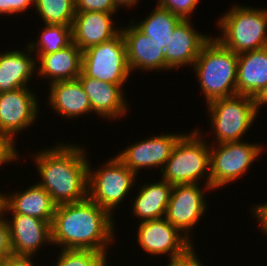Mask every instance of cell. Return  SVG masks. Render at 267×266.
<instances>
[{
  "label": "cell",
  "instance_id": "e0dca14e",
  "mask_svg": "<svg viewBox=\"0 0 267 266\" xmlns=\"http://www.w3.org/2000/svg\"><path fill=\"white\" fill-rule=\"evenodd\" d=\"M125 27L121 28V33L126 43L128 66L131 71L171 70L165 63V49L140 32L131 21L128 27Z\"/></svg>",
  "mask_w": 267,
  "mask_h": 266
},
{
  "label": "cell",
  "instance_id": "44dd1931",
  "mask_svg": "<svg viewBox=\"0 0 267 266\" xmlns=\"http://www.w3.org/2000/svg\"><path fill=\"white\" fill-rule=\"evenodd\" d=\"M26 48L0 52V93L28 87L29 80L34 78L37 60L30 47Z\"/></svg>",
  "mask_w": 267,
  "mask_h": 266
},
{
  "label": "cell",
  "instance_id": "8992f818",
  "mask_svg": "<svg viewBox=\"0 0 267 266\" xmlns=\"http://www.w3.org/2000/svg\"><path fill=\"white\" fill-rule=\"evenodd\" d=\"M214 139L212 144L242 141L254 125L257 111L252 96L235 95L207 103Z\"/></svg>",
  "mask_w": 267,
  "mask_h": 266
},
{
  "label": "cell",
  "instance_id": "3957f363",
  "mask_svg": "<svg viewBox=\"0 0 267 266\" xmlns=\"http://www.w3.org/2000/svg\"><path fill=\"white\" fill-rule=\"evenodd\" d=\"M238 54L223 46L214 36L202 46L192 66L206 104L237 95Z\"/></svg>",
  "mask_w": 267,
  "mask_h": 266
},
{
  "label": "cell",
  "instance_id": "484cf974",
  "mask_svg": "<svg viewBox=\"0 0 267 266\" xmlns=\"http://www.w3.org/2000/svg\"><path fill=\"white\" fill-rule=\"evenodd\" d=\"M44 29L37 41L27 44L36 55L57 52L72 43V27L68 25L43 24Z\"/></svg>",
  "mask_w": 267,
  "mask_h": 266
},
{
  "label": "cell",
  "instance_id": "8d00e7d4",
  "mask_svg": "<svg viewBox=\"0 0 267 266\" xmlns=\"http://www.w3.org/2000/svg\"><path fill=\"white\" fill-rule=\"evenodd\" d=\"M196 254L197 253L195 252L188 260L184 262L172 264L167 263V266H205Z\"/></svg>",
  "mask_w": 267,
  "mask_h": 266
},
{
  "label": "cell",
  "instance_id": "d6a6232c",
  "mask_svg": "<svg viewBox=\"0 0 267 266\" xmlns=\"http://www.w3.org/2000/svg\"><path fill=\"white\" fill-rule=\"evenodd\" d=\"M16 142H13L9 137L0 135V166L7 165L9 162H14L20 157Z\"/></svg>",
  "mask_w": 267,
  "mask_h": 266
},
{
  "label": "cell",
  "instance_id": "f546056e",
  "mask_svg": "<svg viewBox=\"0 0 267 266\" xmlns=\"http://www.w3.org/2000/svg\"><path fill=\"white\" fill-rule=\"evenodd\" d=\"M76 13L86 11L116 13L118 8L113 0H75Z\"/></svg>",
  "mask_w": 267,
  "mask_h": 266
},
{
  "label": "cell",
  "instance_id": "ffe728a7",
  "mask_svg": "<svg viewBox=\"0 0 267 266\" xmlns=\"http://www.w3.org/2000/svg\"><path fill=\"white\" fill-rule=\"evenodd\" d=\"M49 85L47 105L62 118L74 119L92 113L89 98L78 78L56 81Z\"/></svg>",
  "mask_w": 267,
  "mask_h": 266
},
{
  "label": "cell",
  "instance_id": "f1b7e54d",
  "mask_svg": "<svg viewBox=\"0 0 267 266\" xmlns=\"http://www.w3.org/2000/svg\"><path fill=\"white\" fill-rule=\"evenodd\" d=\"M200 0H157L159 7L169 10L182 20H190Z\"/></svg>",
  "mask_w": 267,
  "mask_h": 266
},
{
  "label": "cell",
  "instance_id": "603a6c76",
  "mask_svg": "<svg viewBox=\"0 0 267 266\" xmlns=\"http://www.w3.org/2000/svg\"><path fill=\"white\" fill-rule=\"evenodd\" d=\"M150 183L149 181L139 185L136 197L131 199L132 214L135 218L138 217L139 222L165 218L173 185L162 179Z\"/></svg>",
  "mask_w": 267,
  "mask_h": 266
},
{
  "label": "cell",
  "instance_id": "5b68a950",
  "mask_svg": "<svg viewBox=\"0 0 267 266\" xmlns=\"http://www.w3.org/2000/svg\"><path fill=\"white\" fill-rule=\"evenodd\" d=\"M218 18L215 38L236 54L267 47V9L234 5Z\"/></svg>",
  "mask_w": 267,
  "mask_h": 266
},
{
  "label": "cell",
  "instance_id": "d6986e66",
  "mask_svg": "<svg viewBox=\"0 0 267 266\" xmlns=\"http://www.w3.org/2000/svg\"><path fill=\"white\" fill-rule=\"evenodd\" d=\"M115 13L86 11L76 13L72 23V42L81 50L109 41L121 32L115 27ZM118 28V29H117Z\"/></svg>",
  "mask_w": 267,
  "mask_h": 266
},
{
  "label": "cell",
  "instance_id": "74e56055",
  "mask_svg": "<svg viewBox=\"0 0 267 266\" xmlns=\"http://www.w3.org/2000/svg\"><path fill=\"white\" fill-rule=\"evenodd\" d=\"M115 6L119 9L121 7H125V8H132V6L134 7L135 5H137L140 0H113Z\"/></svg>",
  "mask_w": 267,
  "mask_h": 266
},
{
  "label": "cell",
  "instance_id": "52a82bcc",
  "mask_svg": "<svg viewBox=\"0 0 267 266\" xmlns=\"http://www.w3.org/2000/svg\"><path fill=\"white\" fill-rule=\"evenodd\" d=\"M88 163V198L112 215L136 186L137 175L116 155L96 170Z\"/></svg>",
  "mask_w": 267,
  "mask_h": 266
},
{
  "label": "cell",
  "instance_id": "ac0fdd59",
  "mask_svg": "<svg viewBox=\"0 0 267 266\" xmlns=\"http://www.w3.org/2000/svg\"><path fill=\"white\" fill-rule=\"evenodd\" d=\"M193 25L190 19L182 20L175 27L173 35L165 47V63L170 69L186 65L192 67L202 46L211 38L212 35L198 32Z\"/></svg>",
  "mask_w": 267,
  "mask_h": 266
},
{
  "label": "cell",
  "instance_id": "836d02e7",
  "mask_svg": "<svg viewBox=\"0 0 267 266\" xmlns=\"http://www.w3.org/2000/svg\"><path fill=\"white\" fill-rule=\"evenodd\" d=\"M261 204V205H260ZM251 212L260 223L262 234L267 235V201L252 206Z\"/></svg>",
  "mask_w": 267,
  "mask_h": 266
},
{
  "label": "cell",
  "instance_id": "8fae6325",
  "mask_svg": "<svg viewBox=\"0 0 267 266\" xmlns=\"http://www.w3.org/2000/svg\"><path fill=\"white\" fill-rule=\"evenodd\" d=\"M177 184L173 185L165 219L173 225L192 244L190 236L192 229L207 211L205 191L213 190L210 185L204 184Z\"/></svg>",
  "mask_w": 267,
  "mask_h": 266
},
{
  "label": "cell",
  "instance_id": "277c9868",
  "mask_svg": "<svg viewBox=\"0 0 267 266\" xmlns=\"http://www.w3.org/2000/svg\"><path fill=\"white\" fill-rule=\"evenodd\" d=\"M200 131L186 132L179 139L160 172L162 180L171 185L200 184L205 178L204 184L210 185V143Z\"/></svg>",
  "mask_w": 267,
  "mask_h": 266
},
{
  "label": "cell",
  "instance_id": "f35d334b",
  "mask_svg": "<svg viewBox=\"0 0 267 266\" xmlns=\"http://www.w3.org/2000/svg\"><path fill=\"white\" fill-rule=\"evenodd\" d=\"M0 266H6V264L5 263H1Z\"/></svg>",
  "mask_w": 267,
  "mask_h": 266
},
{
  "label": "cell",
  "instance_id": "6da1fadb",
  "mask_svg": "<svg viewBox=\"0 0 267 266\" xmlns=\"http://www.w3.org/2000/svg\"><path fill=\"white\" fill-rule=\"evenodd\" d=\"M113 216L87 198L57 205L51 224L52 245L61 249L94 250L108 254L115 242ZM62 246V247H61Z\"/></svg>",
  "mask_w": 267,
  "mask_h": 266
},
{
  "label": "cell",
  "instance_id": "4316f807",
  "mask_svg": "<svg viewBox=\"0 0 267 266\" xmlns=\"http://www.w3.org/2000/svg\"><path fill=\"white\" fill-rule=\"evenodd\" d=\"M34 8L44 24L72 26L75 0H34Z\"/></svg>",
  "mask_w": 267,
  "mask_h": 266
},
{
  "label": "cell",
  "instance_id": "9a60e30c",
  "mask_svg": "<svg viewBox=\"0 0 267 266\" xmlns=\"http://www.w3.org/2000/svg\"><path fill=\"white\" fill-rule=\"evenodd\" d=\"M57 204L49 193L37 183L26 190L11 192L8 195L0 192V213L3 216L22 214L45 220L52 224Z\"/></svg>",
  "mask_w": 267,
  "mask_h": 266
},
{
  "label": "cell",
  "instance_id": "7402d4cb",
  "mask_svg": "<svg viewBox=\"0 0 267 266\" xmlns=\"http://www.w3.org/2000/svg\"><path fill=\"white\" fill-rule=\"evenodd\" d=\"M36 60V75L45 80L48 78V84L77 79L81 74L82 51L73 42L57 52L37 55Z\"/></svg>",
  "mask_w": 267,
  "mask_h": 266
},
{
  "label": "cell",
  "instance_id": "2e32d148",
  "mask_svg": "<svg viewBox=\"0 0 267 266\" xmlns=\"http://www.w3.org/2000/svg\"><path fill=\"white\" fill-rule=\"evenodd\" d=\"M78 79L89 98L93 114L109 120L120 119L126 115L129 106L125 93H123L126 91L123 89V85L87 77L82 72Z\"/></svg>",
  "mask_w": 267,
  "mask_h": 266
},
{
  "label": "cell",
  "instance_id": "9c48e42d",
  "mask_svg": "<svg viewBox=\"0 0 267 266\" xmlns=\"http://www.w3.org/2000/svg\"><path fill=\"white\" fill-rule=\"evenodd\" d=\"M81 72L100 81L124 85L131 70L123 34L82 51Z\"/></svg>",
  "mask_w": 267,
  "mask_h": 266
},
{
  "label": "cell",
  "instance_id": "83f0119b",
  "mask_svg": "<svg viewBox=\"0 0 267 266\" xmlns=\"http://www.w3.org/2000/svg\"><path fill=\"white\" fill-rule=\"evenodd\" d=\"M54 266H107L108 256L94 250L61 249Z\"/></svg>",
  "mask_w": 267,
  "mask_h": 266
},
{
  "label": "cell",
  "instance_id": "5bb4252c",
  "mask_svg": "<svg viewBox=\"0 0 267 266\" xmlns=\"http://www.w3.org/2000/svg\"><path fill=\"white\" fill-rule=\"evenodd\" d=\"M11 215L12 219H6L14 256H34L41 246L52 245L51 223L28 215Z\"/></svg>",
  "mask_w": 267,
  "mask_h": 266
},
{
  "label": "cell",
  "instance_id": "ba28073f",
  "mask_svg": "<svg viewBox=\"0 0 267 266\" xmlns=\"http://www.w3.org/2000/svg\"><path fill=\"white\" fill-rule=\"evenodd\" d=\"M251 143L243 140L210 144V187L213 190L240 179L257 161L265 147L257 141Z\"/></svg>",
  "mask_w": 267,
  "mask_h": 266
},
{
  "label": "cell",
  "instance_id": "7a4b0ae2",
  "mask_svg": "<svg viewBox=\"0 0 267 266\" xmlns=\"http://www.w3.org/2000/svg\"><path fill=\"white\" fill-rule=\"evenodd\" d=\"M55 146L32 154L41 179L36 183L57 205L86 200L89 183L86 148L63 142Z\"/></svg>",
  "mask_w": 267,
  "mask_h": 266
},
{
  "label": "cell",
  "instance_id": "7c38bea8",
  "mask_svg": "<svg viewBox=\"0 0 267 266\" xmlns=\"http://www.w3.org/2000/svg\"><path fill=\"white\" fill-rule=\"evenodd\" d=\"M32 90L23 87L0 93V135L9 137L13 142L15 135L31 127L39 116L41 107L37 94Z\"/></svg>",
  "mask_w": 267,
  "mask_h": 266
},
{
  "label": "cell",
  "instance_id": "d590c367",
  "mask_svg": "<svg viewBox=\"0 0 267 266\" xmlns=\"http://www.w3.org/2000/svg\"><path fill=\"white\" fill-rule=\"evenodd\" d=\"M253 102L257 113L262 105L267 104V84L263 86L253 97Z\"/></svg>",
  "mask_w": 267,
  "mask_h": 266
},
{
  "label": "cell",
  "instance_id": "30bf717a",
  "mask_svg": "<svg viewBox=\"0 0 267 266\" xmlns=\"http://www.w3.org/2000/svg\"><path fill=\"white\" fill-rule=\"evenodd\" d=\"M137 228L141 249L154 256L169 255V264L184 262L196 252L194 244L165 218L140 222Z\"/></svg>",
  "mask_w": 267,
  "mask_h": 266
},
{
  "label": "cell",
  "instance_id": "cb8c5ba5",
  "mask_svg": "<svg viewBox=\"0 0 267 266\" xmlns=\"http://www.w3.org/2000/svg\"><path fill=\"white\" fill-rule=\"evenodd\" d=\"M267 84V47L238 54V95L254 96Z\"/></svg>",
  "mask_w": 267,
  "mask_h": 266
},
{
  "label": "cell",
  "instance_id": "1f68e13d",
  "mask_svg": "<svg viewBox=\"0 0 267 266\" xmlns=\"http://www.w3.org/2000/svg\"><path fill=\"white\" fill-rule=\"evenodd\" d=\"M34 7V0H0V15H18Z\"/></svg>",
  "mask_w": 267,
  "mask_h": 266
},
{
  "label": "cell",
  "instance_id": "4fadbf2b",
  "mask_svg": "<svg viewBox=\"0 0 267 266\" xmlns=\"http://www.w3.org/2000/svg\"><path fill=\"white\" fill-rule=\"evenodd\" d=\"M161 134L133 143L120 153L117 157L136 175L140 169L160 168L159 173L168 161L172 151L185 133Z\"/></svg>",
  "mask_w": 267,
  "mask_h": 266
},
{
  "label": "cell",
  "instance_id": "d4e9b609",
  "mask_svg": "<svg viewBox=\"0 0 267 266\" xmlns=\"http://www.w3.org/2000/svg\"><path fill=\"white\" fill-rule=\"evenodd\" d=\"M181 21V18L157 5L144 20L137 23H134V20L131 22L140 32L150 37L160 47L165 49L173 35L175 27Z\"/></svg>",
  "mask_w": 267,
  "mask_h": 266
},
{
  "label": "cell",
  "instance_id": "e575fe53",
  "mask_svg": "<svg viewBox=\"0 0 267 266\" xmlns=\"http://www.w3.org/2000/svg\"><path fill=\"white\" fill-rule=\"evenodd\" d=\"M32 259L33 256L11 255L4 263L6 266H34L35 263H33Z\"/></svg>",
  "mask_w": 267,
  "mask_h": 266
},
{
  "label": "cell",
  "instance_id": "4dcf8cb0",
  "mask_svg": "<svg viewBox=\"0 0 267 266\" xmlns=\"http://www.w3.org/2000/svg\"><path fill=\"white\" fill-rule=\"evenodd\" d=\"M6 217L7 215L3 216L0 213V264L13 255L10 244L9 225Z\"/></svg>",
  "mask_w": 267,
  "mask_h": 266
}]
</instances>
